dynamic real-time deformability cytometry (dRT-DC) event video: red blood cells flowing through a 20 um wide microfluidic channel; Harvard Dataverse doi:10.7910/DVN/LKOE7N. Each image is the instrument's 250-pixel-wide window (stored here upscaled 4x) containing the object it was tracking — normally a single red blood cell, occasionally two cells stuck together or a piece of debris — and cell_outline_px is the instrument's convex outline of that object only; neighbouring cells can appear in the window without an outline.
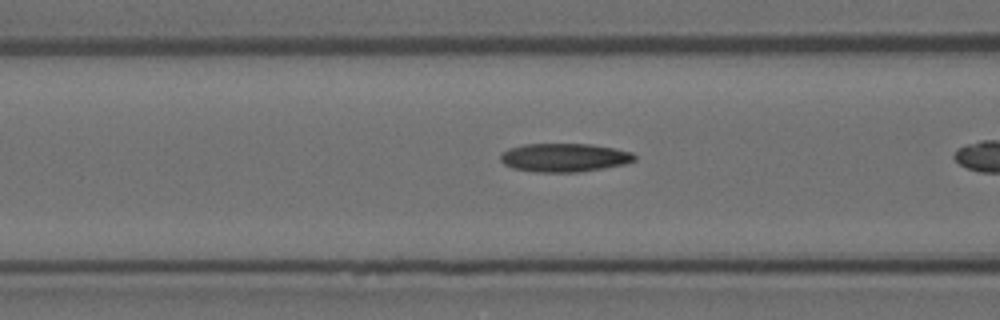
{"species": "Egyptian fruit bat (a non-hibernating species)", "species_latin": "Rousettus aegyptiacus", "temperature_condition": "room temperature", "stored_images_in_passage": 21, "camera_frame_rate_fps": 3000, "um_per_image_px": 0.085, "animal": {"sex": "female"}, "frame": {"image": 1, "passage_image": 17, "time_ms": 5.333, "image_size_px": [1000, 320], "cell_outline_px": [[636, 160], [628, 164], [604, 168], [576, 172], [536, 172], [512, 168], [504, 164], [500, 160], [500, 156], [508, 148], [524, 144], [592, 144], [616, 148], [632, 152], [636, 156]], "centroid_in_image_um": [48.01, 13.39], "position_along_channel_um": 118.6, "area_um2": 22.48}}
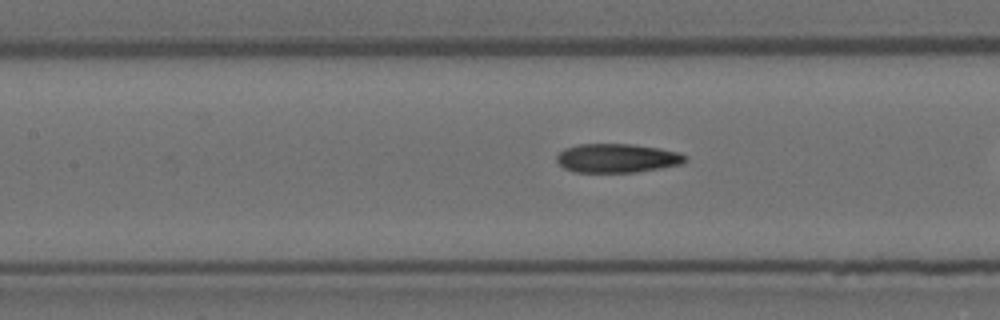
{"frame": {"image": 2, "passage_image": 20, "time_ms": 6.333, "image_size_px": [1000, 320], "cell_outline_px": [[688, 160], [680, 164], [660, 168], [636, 172], [572, 172], [564, 168], [556, 160], [556, 156], [564, 148], [580, 144], [632, 144], [660, 148], [680, 152], [688, 156]], "centroid_in_image_um": [52.47, 13.44], "position_along_channel_um": 154.9, "area_um2": 21.79}}